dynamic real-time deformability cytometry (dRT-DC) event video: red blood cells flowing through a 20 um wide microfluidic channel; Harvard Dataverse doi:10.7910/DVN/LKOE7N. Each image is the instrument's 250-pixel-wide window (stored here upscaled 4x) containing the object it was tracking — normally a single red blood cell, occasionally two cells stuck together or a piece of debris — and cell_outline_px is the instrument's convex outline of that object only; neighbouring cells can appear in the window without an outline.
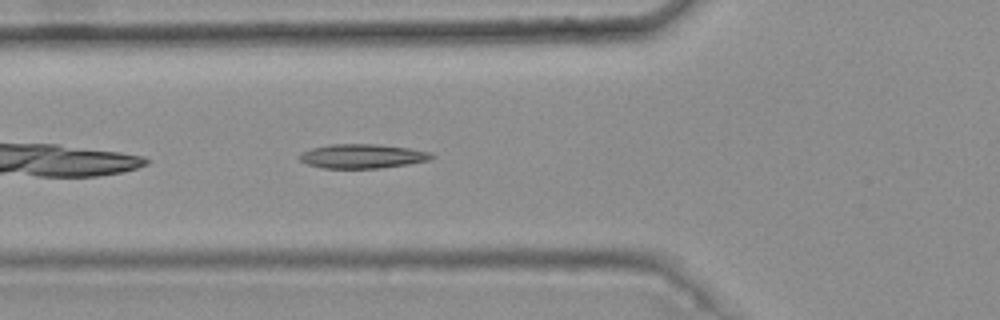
{"species": "common noctule bat (a hibernating species)", "species_latin": "Nyctalus noctula", "temperature_condition": "warm", "stored_images_in_passage": 6, "camera_frame_rate_fps": 3000, "um_per_image_px": 0.085, "animal": {"sex": "female", "body_mass_g": 25.1}, "frame": {"image": 1, "passage_image": 6, "time_ms": 1.667, "image_size_px": [1000, 320], "cell_outline_px": [[436, 156], [428, 160], [408, 164], [380, 168], [324, 168], [308, 164], [300, 160], [296, 156], [312, 148], [332, 144], [376, 144], [408, 148], [432, 152]], "centroid_in_image_um": [30.82, 13.27], "position_along_channel_um": 95.0, "area_um2": 18.55}}